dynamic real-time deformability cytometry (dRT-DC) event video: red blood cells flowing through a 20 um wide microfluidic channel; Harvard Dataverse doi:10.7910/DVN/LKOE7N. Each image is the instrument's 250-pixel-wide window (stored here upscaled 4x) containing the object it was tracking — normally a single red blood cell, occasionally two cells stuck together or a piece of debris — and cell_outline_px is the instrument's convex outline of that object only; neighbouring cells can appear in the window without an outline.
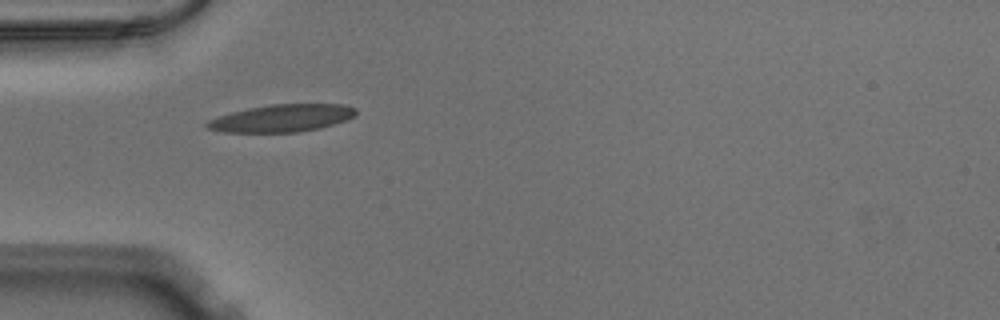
{"species": "Egyptian fruit bat (a non-hibernating species)", "species_latin": "Rousettus aegyptiacus", "temperature_condition": "warm", "stored_images_in_passage": 37, "camera_frame_rate_fps": 3000, "um_per_image_px": 0.085, "animal": {"sex": "male"}, "frame": {"image": 1, "passage_image": 1, "time_ms": 0.0, "image_size_px": [1000, 320], "cell_outline_px": [[356, 116], [320, 128], [296, 132], [224, 132], [204, 128], [204, 124], [208, 120], [232, 112], [248, 108], [272, 104], [344, 104], [356, 108]], "centroid_in_image_um": [23.94, 10.04], "position_along_channel_um": 61.1, "area_um2": 23.7}}
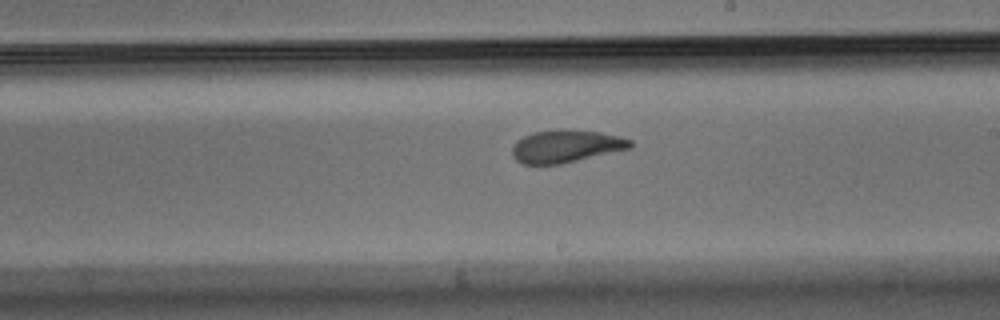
{"frame": {"image": 2, "passage_image": 15, "time_ms": 4.667, "image_size_px": [1000, 320], "cell_outline_px": [[632, 148], [560, 164], [520, 164], [512, 156], [512, 148], [516, 140], [532, 132], [556, 128], [568, 128], [600, 132], [620, 136], [632, 140]], "centroid_in_image_um": [48.09, 12.4], "position_along_channel_um": 240.9, "area_um2": 22.89}}
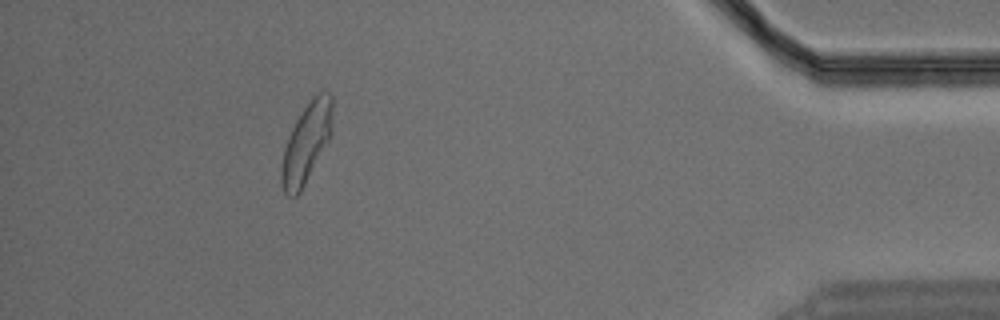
{"frame": {"image": 3, "passage_image": 32, "time_ms": 10.333, "image_size_px": [1000, 320], "cell_outline_px": [[332, 132], [328, 140], [300, 192], [296, 196], [288, 196], [284, 192], [280, 184], [280, 168], [284, 148], [288, 136], [296, 120], [312, 96], [320, 92], [328, 92], [332, 96]], "centroid_in_image_um": [26.02, 12.15], "position_along_channel_um": 409.2, "area_um2": 23.47}}